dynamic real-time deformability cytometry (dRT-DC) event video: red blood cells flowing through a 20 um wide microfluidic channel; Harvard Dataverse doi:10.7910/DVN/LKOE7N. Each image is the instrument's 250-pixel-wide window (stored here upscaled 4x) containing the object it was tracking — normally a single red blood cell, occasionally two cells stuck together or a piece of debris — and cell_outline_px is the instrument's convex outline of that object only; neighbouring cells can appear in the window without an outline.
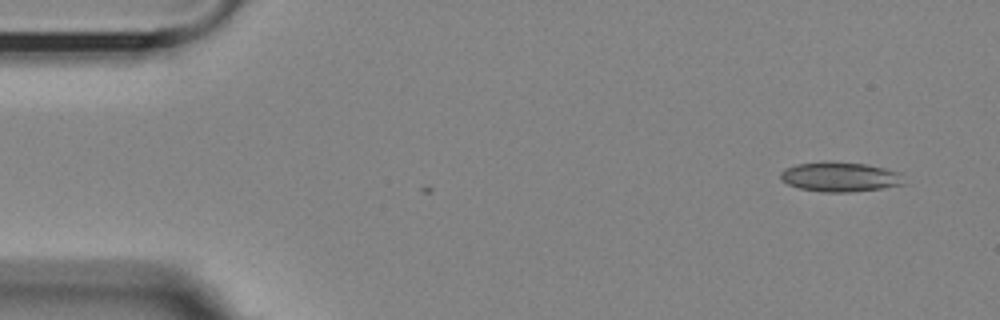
{"species": "Egyptian fruit bat (a non-hibernating species)", "species_latin": "Rousettus aegyptiacus", "temperature_condition": "room temperature", "stored_images_in_passage": 3, "camera_frame_rate_fps": 3000, "um_per_image_px": 0.085, "animal": {"sex": "female"}, "frame": {"image": 1, "passage_image": 1, "time_ms": 0.0, "image_size_px": [1000, 320], "cell_outline_px": [[904, 184], [880, 188], [848, 192], [824, 192], [800, 188], [788, 184], [780, 180], [780, 172], [784, 168], [796, 164], [824, 160], [832, 160], [868, 164], [900, 172]], "centroid_in_image_um": [71.35, 15.0], "position_along_channel_um": 13.7, "area_um2": 21.62}}